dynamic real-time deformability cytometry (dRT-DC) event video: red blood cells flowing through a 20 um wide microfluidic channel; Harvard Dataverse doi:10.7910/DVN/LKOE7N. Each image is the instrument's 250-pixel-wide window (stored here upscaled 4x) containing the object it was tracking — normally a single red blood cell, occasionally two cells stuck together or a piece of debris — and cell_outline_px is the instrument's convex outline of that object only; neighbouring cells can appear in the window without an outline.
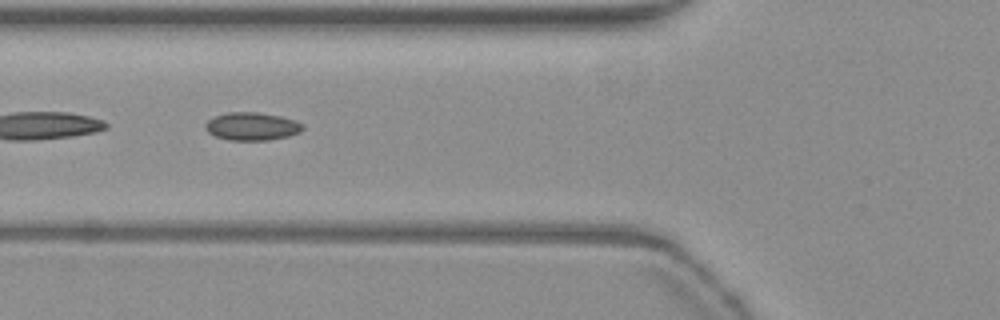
{"species": "common noctule bat (a hibernating species)", "species_latin": "Nyctalus noctula", "temperature_condition": "warm", "stored_images_in_passage": 53, "segment_of_instrument_passage": [2, 2], "camera_frame_rate_fps": 3000, "um_per_image_px": 0.085, "animal": {"sex": "female", "body_mass_g": 19.3, "forearm_length_mm": 54.1}, "frame": {"image": 1, "passage_image": 20, "time_ms": 6.333, "image_size_px": [1000, 320], "cell_outline_px": [[304, 128], [300, 132], [288, 136], [268, 140], [228, 140], [216, 136], [208, 132], [204, 128], [204, 124], [208, 120], [216, 116], [228, 112], [256, 112], [280, 116], [296, 120], [304, 124]], "centroid_in_image_um": [21.42, 10.74], "position_along_channel_um": 104.4, "area_um2": 15.9}}
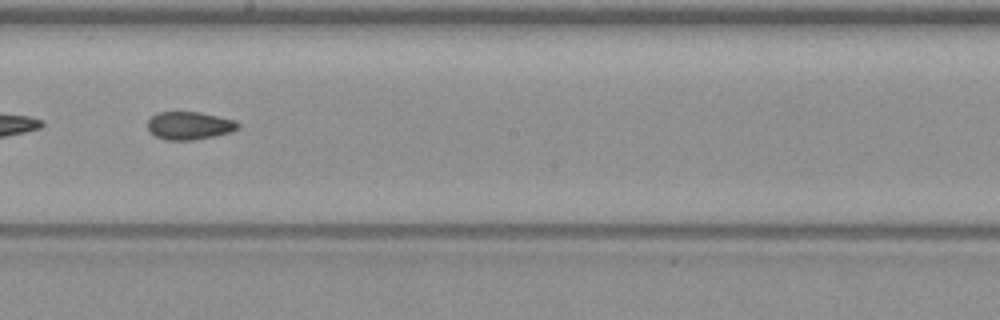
{"frame": {"image": 2, "passage_image": 30, "time_ms": 9.667, "image_size_px": [1000, 320], "cell_outline_px": [[240, 128], [232, 132], [192, 140], [164, 140], [156, 136], [148, 128], [148, 120], [156, 112], [200, 112], [236, 120], [240, 124]], "centroid_in_image_um": [16.13, 10.67], "position_along_channel_um": 232.1, "area_um2": 14.74}}
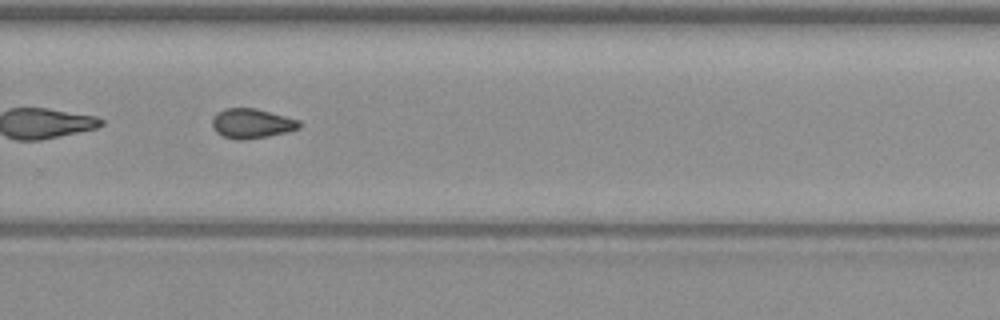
{"frame": {"image": 3, "passage_image": 36, "time_ms": 11.667, "image_size_px": [1000, 320], "cell_outline_px": [[300, 128], [288, 132], [268, 136], [240, 140], [236, 140], [224, 136], [216, 132], [212, 124], [212, 120], [224, 108], [256, 108], [300, 120]], "centroid_in_image_um": [21.43, 10.5], "position_along_channel_um": 308.4, "area_um2": 14.91}}